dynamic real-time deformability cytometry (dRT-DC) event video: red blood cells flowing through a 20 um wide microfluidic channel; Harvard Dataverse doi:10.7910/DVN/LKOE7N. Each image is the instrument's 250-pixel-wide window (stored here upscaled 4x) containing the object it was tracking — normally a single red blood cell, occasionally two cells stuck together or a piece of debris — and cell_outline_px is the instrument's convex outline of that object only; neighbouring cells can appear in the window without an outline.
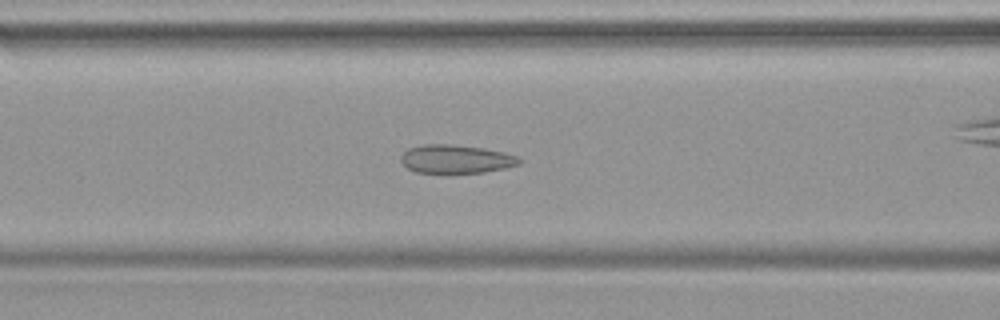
{"species": "common noctule bat (a hibernating species)", "species_latin": "Nyctalus noctula", "temperature_condition": "warm", "stored_images_in_passage": 49, "camera_frame_rate_fps": 3000, "um_per_image_px": 0.085, "animal": {"sex": "female", "body_mass_g": 19.9}, "frame": {"image": 1, "passage_image": 20, "time_ms": 6.333, "image_size_px": [1000, 320], "cell_outline_px": [[520, 164], [504, 168], [484, 172], [448, 176], [416, 172], [408, 168], [400, 160], [400, 156], [408, 148], [424, 144], [452, 144], [484, 148], [504, 152], [516, 156], [520, 160]], "centroid_in_image_um": [38.71, 13.56], "position_along_channel_um": 127.9, "area_um2": 20.4}}
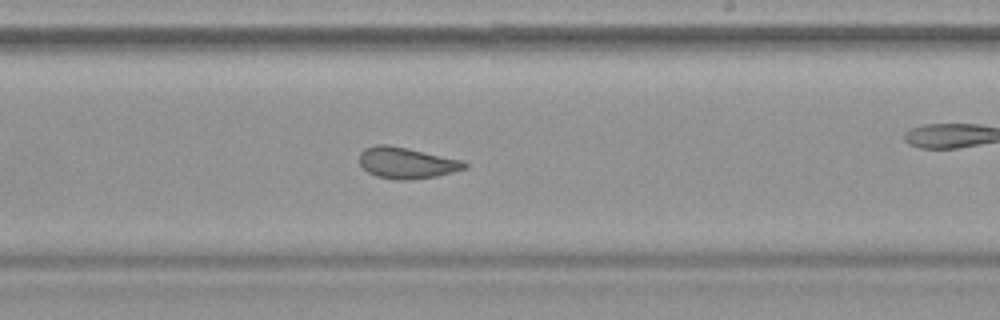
{"frame": {"image": 2, "passage_image": 29, "time_ms": 9.333, "image_size_px": [1000, 320], "cell_outline_px": [[468, 168], [436, 176], [408, 180], [396, 180], [376, 176], [368, 172], [360, 164], [360, 152], [364, 148], [376, 144], [388, 144], [408, 148], [464, 160], [468, 164]], "centroid_in_image_um": [34.58, 13.84], "position_along_channel_um": 254.4, "area_um2": 19.31}}
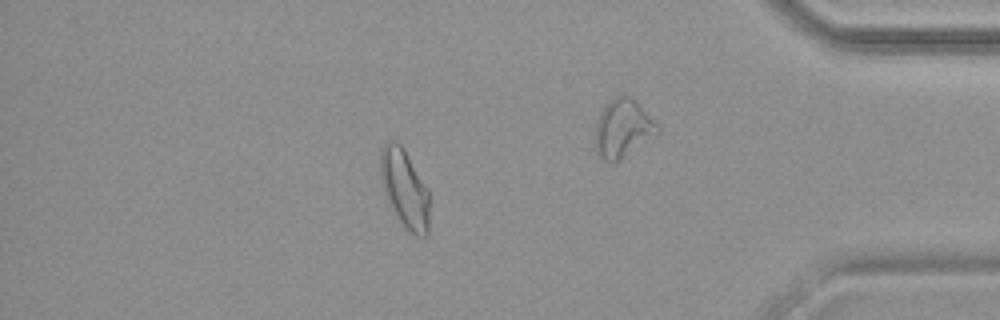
{"frame": {"image": 3, "passage_image": 42, "time_ms": 13.667, "image_size_px": [1000, 320], "cell_outline_px": [[428, 236], [424, 240], [416, 236], [396, 216], [384, 192], [380, 176], [380, 148], [388, 140], [396, 140], [404, 148], [428, 188]], "centroid_in_image_um": [34.39, 15.99], "position_along_channel_um": 400.8, "area_um2": 22.43}}